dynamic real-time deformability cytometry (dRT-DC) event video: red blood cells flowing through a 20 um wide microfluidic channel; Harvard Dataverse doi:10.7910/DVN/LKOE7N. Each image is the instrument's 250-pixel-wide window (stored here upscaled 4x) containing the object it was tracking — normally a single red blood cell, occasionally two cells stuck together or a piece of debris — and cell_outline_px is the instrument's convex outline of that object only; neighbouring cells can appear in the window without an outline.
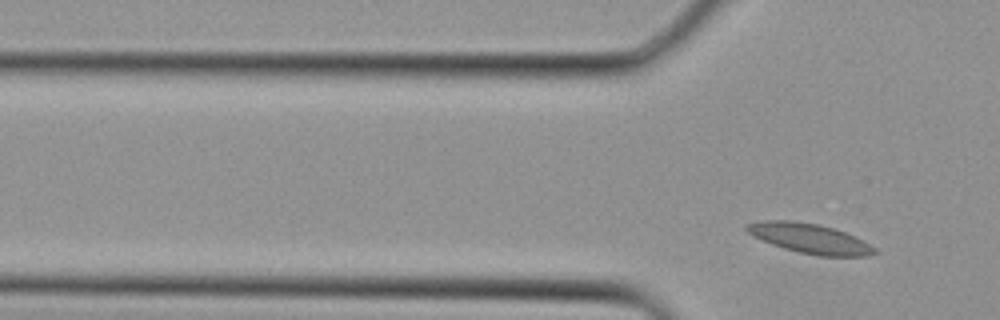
{"species": "Egyptian fruit bat (a non-hibernating species)", "species_latin": "Rousettus aegyptiacus", "temperature_condition": "cold", "stored_images_in_passage": 4, "camera_frame_rate_fps": 3000, "um_per_image_px": 0.085, "animal": {"sex": "female"}, "frame": {"image": 1, "passage_image": 4, "time_ms": 1.0, "image_size_px": [1000, 320], "cell_outline_px": [[876, 252], [868, 256], [820, 256], [800, 252], [784, 248], [772, 244], [752, 236], [744, 228], [748, 224], [764, 220], [792, 220], [820, 224], [856, 236], [876, 248]], "centroid_in_image_um": [68.83, 20.26], "position_along_channel_um": 57.0, "area_um2": 22.08}}